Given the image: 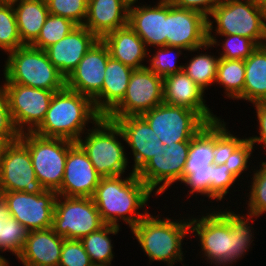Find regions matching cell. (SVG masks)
<instances>
[{
	"label": "cell",
	"instance_id": "6da1fadb",
	"mask_svg": "<svg viewBox=\"0 0 266 266\" xmlns=\"http://www.w3.org/2000/svg\"><path fill=\"white\" fill-rule=\"evenodd\" d=\"M225 209H213L206 216L201 214L200 218L190 219V233L198 236L202 257H206L205 260L211 265L229 266L236 263L246 254L254 241L252 238H255L252 234L254 228L250 227V219L254 221L251 213L247 212L246 216Z\"/></svg>",
	"mask_w": 266,
	"mask_h": 266
},
{
	"label": "cell",
	"instance_id": "7a4b0ae2",
	"mask_svg": "<svg viewBox=\"0 0 266 266\" xmlns=\"http://www.w3.org/2000/svg\"><path fill=\"white\" fill-rule=\"evenodd\" d=\"M128 174L125 178L123 175L101 177L91 198L105 224L120 227L121 219L132 229L149 214L144 208L149 204L152 191L136 173ZM139 209L145 210L144 213Z\"/></svg>",
	"mask_w": 266,
	"mask_h": 266
},
{
	"label": "cell",
	"instance_id": "3957f363",
	"mask_svg": "<svg viewBox=\"0 0 266 266\" xmlns=\"http://www.w3.org/2000/svg\"><path fill=\"white\" fill-rule=\"evenodd\" d=\"M101 117L90 97L65 86L54 93L42 123L33 133L77 142L88 130L86 125H94Z\"/></svg>",
	"mask_w": 266,
	"mask_h": 266
},
{
	"label": "cell",
	"instance_id": "277c9868",
	"mask_svg": "<svg viewBox=\"0 0 266 266\" xmlns=\"http://www.w3.org/2000/svg\"><path fill=\"white\" fill-rule=\"evenodd\" d=\"M149 214L131 229L135 239L149 258V263L163 261L167 266L183 262L182 243L190 233V217L173 219Z\"/></svg>",
	"mask_w": 266,
	"mask_h": 266
},
{
	"label": "cell",
	"instance_id": "5b68a950",
	"mask_svg": "<svg viewBox=\"0 0 266 266\" xmlns=\"http://www.w3.org/2000/svg\"><path fill=\"white\" fill-rule=\"evenodd\" d=\"M209 16L213 21L207 18V36L213 47L220 45L216 35H239L258 46L266 44V21L260 0H223Z\"/></svg>",
	"mask_w": 266,
	"mask_h": 266
},
{
	"label": "cell",
	"instance_id": "8992f818",
	"mask_svg": "<svg viewBox=\"0 0 266 266\" xmlns=\"http://www.w3.org/2000/svg\"><path fill=\"white\" fill-rule=\"evenodd\" d=\"M7 55L3 70L4 83H17L54 92L66 86V78L49 61L45 50L23 45Z\"/></svg>",
	"mask_w": 266,
	"mask_h": 266
},
{
	"label": "cell",
	"instance_id": "52a82bcc",
	"mask_svg": "<svg viewBox=\"0 0 266 266\" xmlns=\"http://www.w3.org/2000/svg\"><path fill=\"white\" fill-rule=\"evenodd\" d=\"M87 134V135H85ZM77 143L86 152L96 172L101 177L124 175L128 166V156L120 138H124L118 125L106 117H101L92 129H88Z\"/></svg>",
	"mask_w": 266,
	"mask_h": 266
},
{
	"label": "cell",
	"instance_id": "ba28073f",
	"mask_svg": "<svg viewBox=\"0 0 266 266\" xmlns=\"http://www.w3.org/2000/svg\"><path fill=\"white\" fill-rule=\"evenodd\" d=\"M19 140L28 148L36 178L45 190L58 191L64 178L69 146L62 138H46L33 132L20 134Z\"/></svg>",
	"mask_w": 266,
	"mask_h": 266
},
{
	"label": "cell",
	"instance_id": "9c48e42d",
	"mask_svg": "<svg viewBox=\"0 0 266 266\" xmlns=\"http://www.w3.org/2000/svg\"><path fill=\"white\" fill-rule=\"evenodd\" d=\"M104 225L92 198L57 195L52 229L58 236L81 240Z\"/></svg>",
	"mask_w": 266,
	"mask_h": 266
},
{
	"label": "cell",
	"instance_id": "30bf717a",
	"mask_svg": "<svg viewBox=\"0 0 266 266\" xmlns=\"http://www.w3.org/2000/svg\"><path fill=\"white\" fill-rule=\"evenodd\" d=\"M141 117L149 124L163 145L191 141L208 124L196 111L164 102Z\"/></svg>",
	"mask_w": 266,
	"mask_h": 266
},
{
	"label": "cell",
	"instance_id": "8fae6325",
	"mask_svg": "<svg viewBox=\"0 0 266 266\" xmlns=\"http://www.w3.org/2000/svg\"><path fill=\"white\" fill-rule=\"evenodd\" d=\"M10 114L17 131L22 134L33 132L43 121L54 91L3 83Z\"/></svg>",
	"mask_w": 266,
	"mask_h": 266
},
{
	"label": "cell",
	"instance_id": "7c38bea8",
	"mask_svg": "<svg viewBox=\"0 0 266 266\" xmlns=\"http://www.w3.org/2000/svg\"><path fill=\"white\" fill-rule=\"evenodd\" d=\"M163 102V78L148 67L134 69L122 101L106 116L117 118L141 116Z\"/></svg>",
	"mask_w": 266,
	"mask_h": 266
},
{
	"label": "cell",
	"instance_id": "4fadbf2b",
	"mask_svg": "<svg viewBox=\"0 0 266 266\" xmlns=\"http://www.w3.org/2000/svg\"><path fill=\"white\" fill-rule=\"evenodd\" d=\"M41 194L28 148L18 139L6 143L0 155V192Z\"/></svg>",
	"mask_w": 266,
	"mask_h": 266
},
{
	"label": "cell",
	"instance_id": "5bb4252c",
	"mask_svg": "<svg viewBox=\"0 0 266 266\" xmlns=\"http://www.w3.org/2000/svg\"><path fill=\"white\" fill-rule=\"evenodd\" d=\"M189 148L190 141L164 144V156L149 159L136 175L153 193L155 192V196L164 193L171 185L183 180Z\"/></svg>",
	"mask_w": 266,
	"mask_h": 266
},
{
	"label": "cell",
	"instance_id": "9a60e30c",
	"mask_svg": "<svg viewBox=\"0 0 266 266\" xmlns=\"http://www.w3.org/2000/svg\"><path fill=\"white\" fill-rule=\"evenodd\" d=\"M166 45L191 53L213 48L207 36V17L194 10L175 7L167 0Z\"/></svg>",
	"mask_w": 266,
	"mask_h": 266
},
{
	"label": "cell",
	"instance_id": "2e32d148",
	"mask_svg": "<svg viewBox=\"0 0 266 266\" xmlns=\"http://www.w3.org/2000/svg\"><path fill=\"white\" fill-rule=\"evenodd\" d=\"M0 195L8 205L9 215L29 231L52 228L56 191L45 190L41 194L11 191Z\"/></svg>",
	"mask_w": 266,
	"mask_h": 266
},
{
	"label": "cell",
	"instance_id": "e0dca14e",
	"mask_svg": "<svg viewBox=\"0 0 266 266\" xmlns=\"http://www.w3.org/2000/svg\"><path fill=\"white\" fill-rule=\"evenodd\" d=\"M100 179L86 152L77 142H73L69 146L64 178L57 195L91 198Z\"/></svg>",
	"mask_w": 266,
	"mask_h": 266
},
{
	"label": "cell",
	"instance_id": "ac0fdd59",
	"mask_svg": "<svg viewBox=\"0 0 266 266\" xmlns=\"http://www.w3.org/2000/svg\"><path fill=\"white\" fill-rule=\"evenodd\" d=\"M110 53L102 39H98L66 78V87L93 99L104 83Z\"/></svg>",
	"mask_w": 266,
	"mask_h": 266
},
{
	"label": "cell",
	"instance_id": "d6986e66",
	"mask_svg": "<svg viewBox=\"0 0 266 266\" xmlns=\"http://www.w3.org/2000/svg\"><path fill=\"white\" fill-rule=\"evenodd\" d=\"M133 153L132 171L137 173L152 157L165 154L163 143L141 116L121 117L114 120Z\"/></svg>",
	"mask_w": 266,
	"mask_h": 266
},
{
	"label": "cell",
	"instance_id": "ffe728a7",
	"mask_svg": "<svg viewBox=\"0 0 266 266\" xmlns=\"http://www.w3.org/2000/svg\"><path fill=\"white\" fill-rule=\"evenodd\" d=\"M204 91L184 72L163 78V102L196 111L207 123L219 121L205 104Z\"/></svg>",
	"mask_w": 266,
	"mask_h": 266
},
{
	"label": "cell",
	"instance_id": "44dd1931",
	"mask_svg": "<svg viewBox=\"0 0 266 266\" xmlns=\"http://www.w3.org/2000/svg\"><path fill=\"white\" fill-rule=\"evenodd\" d=\"M128 25L148 46H166L167 0H158L157 5L129 6Z\"/></svg>",
	"mask_w": 266,
	"mask_h": 266
},
{
	"label": "cell",
	"instance_id": "7402d4cb",
	"mask_svg": "<svg viewBox=\"0 0 266 266\" xmlns=\"http://www.w3.org/2000/svg\"><path fill=\"white\" fill-rule=\"evenodd\" d=\"M98 38L78 25L63 39L45 49L49 61L67 78Z\"/></svg>",
	"mask_w": 266,
	"mask_h": 266
},
{
	"label": "cell",
	"instance_id": "603a6c76",
	"mask_svg": "<svg viewBox=\"0 0 266 266\" xmlns=\"http://www.w3.org/2000/svg\"><path fill=\"white\" fill-rule=\"evenodd\" d=\"M64 240L52 228L29 231L17 259L23 266H58Z\"/></svg>",
	"mask_w": 266,
	"mask_h": 266
},
{
	"label": "cell",
	"instance_id": "cb8c5ba5",
	"mask_svg": "<svg viewBox=\"0 0 266 266\" xmlns=\"http://www.w3.org/2000/svg\"><path fill=\"white\" fill-rule=\"evenodd\" d=\"M129 6L123 0H88L83 26L98 39L128 24Z\"/></svg>",
	"mask_w": 266,
	"mask_h": 266
},
{
	"label": "cell",
	"instance_id": "d4e9b609",
	"mask_svg": "<svg viewBox=\"0 0 266 266\" xmlns=\"http://www.w3.org/2000/svg\"><path fill=\"white\" fill-rule=\"evenodd\" d=\"M133 68L108 58L102 90L92 99L96 111L106 117L124 98Z\"/></svg>",
	"mask_w": 266,
	"mask_h": 266
},
{
	"label": "cell",
	"instance_id": "484cf974",
	"mask_svg": "<svg viewBox=\"0 0 266 266\" xmlns=\"http://www.w3.org/2000/svg\"><path fill=\"white\" fill-rule=\"evenodd\" d=\"M102 41L108 47L113 59L119 60L133 69L147 67L142 64V61L147 57V60L149 59L150 51L128 24L108 33L102 38Z\"/></svg>",
	"mask_w": 266,
	"mask_h": 266
},
{
	"label": "cell",
	"instance_id": "4316f807",
	"mask_svg": "<svg viewBox=\"0 0 266 266\" xmlns=\"http://www.w3.org/2000/svg\"><path fill=\"white\" fill-rule=\"evenodd\" d=\"M12 4L22 43L31 45L39 36L41 28L50 14L46 1L14 0Z\"/></svg>",
	"mask_w": 266,
	"mask_h": 266
},
{
	"label": "cell",
	"instance_id": "83f0119b",
	"mask_svg": "<svg viewBox=\"0 0 266 266\" xmlns=\"http://www.w3.org/2000/svg\"><path fill=\"white\" fill-rule=\"evenodd\" d=\"M244 62L243 100L253 104L266 102V44L258 46Z\"/></svg>",
	"mask_w": 266,
	"mask_h": 266
},
{
	"label": "cell",
	"instance_id": "f1b7e54d",
	"mask_svg": "<svg viewBox=\"0 0 266 266\" xmlns=\"http://www.w3.org/2000/svg\"><path fill=\"white\" fill-rule=\"evenodd\" d=\"M214 122L206 124L190 141L183 179L194 170L214 164Z\"/></svg>",
	"mask_w": 266,
	"mask_h": 266
},
{
	"label": "cell",
	"instance_id": "f546056e",
	"mask_svg": "<svg viewBox=\"0 0 266 266\" xmlns=\"http://www.w3.org/2000/svg\"><path fill=\"white\" fill-rule=\"evenodd\" d=\"M119 231L120 227L105 224L99 230L81 239L94 266H111L114 254L112 240L108 235H116Z\"/></svg>",
	"mask_w": 266,
	"mask_h": 266
},
{
	"label": "cell",
	"instance_id": "4dcf8cb0",
	"mask_svg": "<svg viewBox=\"0 0 266 266\" xmlns=\"http://www.w3.org/2000/svg\"><path fill=\"white\" fill-rule=\"evenodd\" d=\"M215 83L224 87L226 97L234 100H243L245 84L244 60L220 58Z\"/></svg>",
	"mask_w": 266,
	"mask_h": 266
},
{
	"label": "cell",
	"instance_id": "1f68e13d",
	"mask_svg": "<svg viewBox=\"0 0 266 266\" xmlns=\"http://www.w3.org/2000/svg\"><path fill=\"white\" fill-rule=\"evenodd\" d=\"M200 53L193 56L183 65V71L205 92L208 86L215 83L219 56Z\"/></svg>",
	"mask_w": 266,
	"mask_h": 266
},
{
	"label": "cell",
	"instance_id": "d6a6232c",
	"mask_svg": "<svg viewBox=\"0 0 266 266\" xmlns=\"http://www.w3.org/2000/svg\"><path fill=\"white\" fill-rule=\"evenodd\" d=\"M29 230L15 218L9 216L6 221L1 220L0 252H12L17 258L21 253ZM0 265H9L8 260L0 255Z\"/></svg>",
	"mask_w": 266,
	"mask_h": 266
},
{
	"label": "cell",
	"instance_id": "836d02e7",
	"mask_svg": "<svg viewBox=\"0 0 266 266\" xmlns=\"http://www.w3.org/2000/svg\"><path fill=\"white\" fill-rule=\"evenodd\" d=\"M23 45L12 2L0 1V49L8 54Z\"/></svg>",
	"mask_w": 266,
	"mask_h": 266
},
{
	"label": "cell",
	"instance_id": "e575fe53",
	"mask_svg": "<svg viewBox=\"0 0 266 266\" xmlns=\"http://www.w3.org/2000/svg\"><path fill=\"white\" fill-rule=\"evenodd\" d=\"M77 26V24L68 18L49 14L39 36L31 46L45 50L50 45L63 39Z\"/></svg>",
	"mask_w": 266,
	"mask_h": 266
},
{
	"label": "cell",
	"instance_id": "d590c367",
	"mask_svg": "<svg viewBox=\"0 0 266 266\" xmlns=\"http://www.w3.org/2000/svg\"><path fill=\"white\" fill-rule=\"evenodd\" d=\"M225 126L224 119L214 122L213 162L216 165L225 164L232 152L246 139L234 136Z\"/></svg>",
	"mask_w": 266,
	"mask_h": 266
},
{
	"label": "cell",
	"instance_id": "8d00e7d4",
	"mask_svg": "<svg viewBox=\"0 0 266 266\" xmlns=\"http://www.w3.org/2000/svg\"><path fill=\"white\" fill-rule=\"evenodd\" d=\"M173 49L174 51L176 50L175 53L177 54L173 52ZM182 50L186 51L183 48L168 45L159 47L157 52L151 55V58L148 60L150 66L147 67L162 78L181 72L183 71V65H177V58L175 56L181 55Z\"/></svg>",
	"mask_w": 266,
	"mask_h": 266
},
{
	"label": "cell",
	"instance_id": "74e56055",
	"mask_svg": "<svg viewBox=\"0 0 266 266\" xmlns=\"http://www.w3.org/2000/svg\"><path fill=\"white\" fill-rule=\"evenodd\" d=\"M260 169L254 168L252 185H250L248 213H251L254 218H258L266 212V162L263 161L259 165ZM250 210V211H249Z\"/></svg>",
	"mask_w": 266,
	"mask_h": 266
},
{
	"label": "cell",
	"instance_id": "f35d334b",
	"mask_svg": "<svg viewBox=\"0 0 266 266\" xmlns=\"http://www.w3.org/2000/svg\"><path fill=\"white\" fill-rule=\"evenodd\" d=\"M50 14L83 25L87 16L88 0H45Z\"/></svg>",
	"mask_w": 266,
	"mask_h": 266
},
{
	"label": "cell",
	"instance_id": "ab89813d",
	"mask_svg": "<svg viewBox=\"0 0 266 266\" xmlns=\"http://www.w3.org/2000/svg\"><path fill=\"white\" fill-rule=\"evenodd\" d=\"M224 36L222 43V53L219 57L228 60L247 59L258 45L251 39L239 35H219Z\"/></svg>",
	"mask_w": 266,
	"mask_h": 266
},
{
	"label": "cell",
	"instance_id": "60d3db41",
	"mask_svg": "<svg viewBox=\"0 0 266 266\" xmlns=\"http://www.w3.org/2000/svg\"><path fill=\"white\" fill-rule=\"evenodd\" d=\"M210 180V199L218 202L225 199L229 193V188L233 187L237 178L229 171L225 164H212V175Z\"/></svg>",
	"mask_w": 266,
	"mask_h": 266
},
{
	"label": "cell",
	"instance_id": "b9f144b4",
	"mask_svg": "<svg viewBox=\"0 0 266 266\" xmlns=\"http://www.w3.org/2000/svg\"><path fill=\"white\" fill-rule=\"evenodd\" d=\"M58 266H94L81 240L65 239Z\"/></svg>",
	"mask_w": 266,
	"mask_h": 266
},
{
	"label": "cell",
	"instance_id": "7bdbcfd3",
	"mask_svg": "<svg viewBox=\"0 0 266 266\" xmlns=\"http://www.w3.org/2000/svg\"><path fill=\"white\" fill-rule=\"evenodd\" d=\"M254 144L246 138L230 155L226 160L225 165L229 171L237 178L245 173L249 168L250 163L249 159L253 154V150L256 147H253Z\"/></svg>",
	"mask_w": 266,
	"mask_h": 266
},
{
	"label": "cell",
	"instance_id": "ee69618b",
	"mask_svg": "<svg viewBox=\"0 0 266 266\" xmlns=\"http://www.w3.org/2000/svg\"><path fill=\"white\" fill-rule=\"evenodd\" d=\"M212 175V164L206 166L205 169L194 170L192 173L188 174L182 181L185 186H189L188 191L191 196L194 193H199L198 195L207 196L210 199V180Z\"/></svg>",
	"mask_w": 266,
	"mask_h": 266
},
{
	"label": "cell",
	"instance_id": "f6af8a7d",
	"mask_svg": "<svg viewBox=\"0 0 266 266\" xmlns=\"http://www.w3.org/2000/svg\"><path fill=\"white\" fill-rule=\"evenodd\" d=\"M20 133L14 126L7 98L0 88V137L6 142H13L19 139Z\"/></svg>",
	"mask_w": 266,
	"mask_h": 266
},
{
	"label": "cell",
	"instance_id": "bcb514c9",
	"mask_svg": "<svg viewBox=\"0 0 266 266\" xmlns=\"http://www.w3.org/2000/svg\"><path fill=\"white\" fill-rule=\"evenodd\" d=\"M254 107H256V114L257 115V121L259 123L258 129H259V136L252 135V137H248V139L255 145L258 144H264L262 145L266 149V102H258L253 104Z\"/></svg>",
	"mask_w": 266,
	"mask_h": 266
},
{
	"label": "cell",
	"instance_id": "7dc6e473",
	"mask_svg": "<svg viewBox=\"0 0 266 266\" xmlns=\"http://www.w3.org/2000/svg\"><path fill=\"white\" fill-rule=\"evenodd\" d=\"M175 7L190 9L207 17V0H169Z\"/></svg>",
	"mask_w": 266,
	"mask_h": 266
},
{
	"label": "cell",
	"instance_id": "c3c4849f",
	"mask_svg": "<svg viewBox=\"0 0 266 266\" xmlns=\"http://www.w3.org/2000/svg\"><path fill=\"white\" fill-rule=\"evenodd\" d=\"M9 210L6 201L0 195V230H1V220L6 221L9 217Z\"/></svg>",
	"mask_w": 266,
	"mask_h": 266
},
{
	"label": "cell",
	"instance_id": "681fc988",
	"mask_svg": "<svg viewBox=\"0 0 266 266\" xmlns=\"http://www.w3.org/2000/svg\"><path fill=\"white\" fill-rule=\"evenodd\" d=\"M223 0H207V18L211 14L212 10Z\"/></svg>",
	"mask_w": 266,
	"mask_h": 266
},
{
	"label": "cell",
	"instance_id": "f907efd6",
	"mask_svg": "<svg viewBox=\"0 0 266 266\" xmlns=\"http://www.w3.org/2000/svg\"><path fill=\"white\" fill-rule=\"evenodd\" d=\"M260 3H261V7H262V12L264 14V18L266 21V0H260Z\"/></svg>",
	"mask_w": 266,
	"mask_h": 266
},
{
	"label": "cell",
	"instance_id": "816d5d0a",
	"mask_svg": "<svg viewBox=\"0 0 266 266\" xmlns=\"http://www.w3.org/2000/svg\"><path fill=\"white\" fill-rule=\"evenodd\" d=\"M128 6L135 5V3L138 2V0H123Z\"/></svg>",
	"mask_w": 266,
	"mask_h": 266
},
{
	"label": "cell",
	"instance_id": "f5cc1de1",
	"mask_svg": "<svg viewBox=\"0 0 266 266\" xmlns=\"http://www.w3.org/2000/svg\"><path fill=\"white\" fill-rule=\"evenodd\" d=\"M6 144V142L0 137V155L2 153L3 147Z\"/></svg>",
	"mask_w": 266,
	"mask_h": 266
},
{
	"label": "cell",
	"instance_id": "db71d44e",
	"mask_svg": "<svg viewBox=\"0 0 266 266\" xmlns=\"http://www.w3.org/2000/svg\"><path fill=\"white\" fill-rule=\"evenodd\" d=\"M0 1L12 2V1H14V0H0Z\"/></svg>",
	"mask_w": 266,
	"mask_h": 266
}]
</instances>
